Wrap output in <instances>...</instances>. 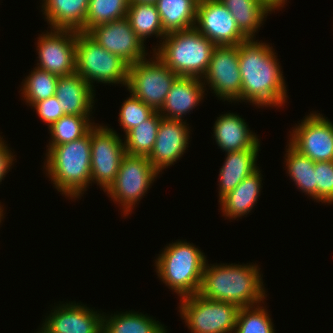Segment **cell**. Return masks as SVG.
<instances>
[{
  "instance_id": "cell-29",
  "label": "cell",
  "mask_w": 333,
  "mask_h": 333,
  "mask_svg": "<svg viewBox=\"0 0 333 333\" xmlns=\"http://www.w3.org/2000/svg\"><path fill=\"white\" fill-rule=\"evenodd\" d=\"M285 162L288 175L298 189L316 200L315 162L288 144Z\"/></svg>"
},
{
  "instance_id": "cell-17",
  "label": "cell",
  "mask_w": 333,
  "mask_h": 333,
  "mask_svg": "<svg viewBox=\"0 0 333 333\" xmlns=\"http://www.w3.org/2000/svg\"><path fill=\"white\" fill-rule=\"evenodd\" d=\"M42 326L49 333H102L103 316L84 304L69 302L51 310Z\"/></svg>"
},
{
  "instance_id": "cell-8",
  "label": "cell",
  "mask_w": 333,
  "mask_h": 333,
  "mask_svg": "<svg viewBox=\"0 0 333 333\" xmlns=\"http://www.w3.org/2000/svg\"><path fill=\"white\" fill-rule=\"evenodd\" d=\"M158 174L147 156L126 154L121 160L114 182L105 192L111 200L122 205V213L128 216L136 203L145 196Z\"/></svg>"
},
{
  "instance_id": "cell-18",
  "label": "cell",
  "mask_w": 333,
  "mask_h": 333,
  "mask_svg": "<svg viewBox=\"0 0 333 333\" xmlns=\"http://www.w3.org/2000/svg\"><path fill=\"white\" fill-rule=\"evenodd\" d=\"M199 77L179 76L169 90L162 108L158 111L163 118L184 120L183 115L189 113L203 99L205 86ZM166 113V114H165Z\"/></svg>"
},
{
  "instance_id": "cell-35",
  "label": "cell",
  "mask_w": 333,
  "mask_h": 333,
  "mask_svg": "<svg viewBox=\"0 0 333 333\" xmlns=\"http://www.w3.org/2000/svg\"><path fill=\"white\" fill-rule=\"evenodd\" d=\"M316 201L333 203V160L315 162Z\"/></svg>"
},
{
  "instance_id": "cell-20",
  "label": "cell",
  "mask_w": 333,
  "mask_h": 333,
  "mask_svg": "<svg viewBox=\"0 0 333 333\" xmlns=\"http://www.w3.org/2000/svg\"><path fill=\"white\" fill-rule=\"evenodd\" d=\"M213 127V137L226 153L260 146L256 134L250 131L245 120L237 114H222L217 117Z\"/></svg>"
},
{
  "instance_id": "cell-33",
  "label": "cell",
  "mask_w": 333,
  "mask_h": 333,
  "mask_svg": "<svg viewBox=\"0 0 333 333\" xmlns=\"http://www.w3.org/2000/svg\"><path fill=\"white\" fill-rule=\"evenodd\" d=\"M259 305L240 307L233 333H275L270 314Z\"/></svg>"
},
{
  "instance_id": "cell-14",
  "label": "cell",
  "mask_w": 333,
  "mask_h": 333,
  "mask_svg": "<svg viewBox=\"0 0 333 333\" xmlns=\"http://www.w3.org/2000/svg\"><path fill=\"white\" fill-rule=\"evenodd\" d=\"M87 34L129 66L146 59V45L136 35L127 17L91 28Z\"/></svg>"
},
{
  "instance_id": "cell-4",
  "label": "cell",
  "mask_w": 333,
  "mask_h": 333,
  "mask_svg": "<svg viewBox=\"0 0 333 333\" xmlns=\"http://www.w3.org/2000/svg\"><path fill=\"white\" fill-rule=\"evenodd\" d=\"M153 53L178 76L202 77L216 46L195 27L167 33ZM157 50V51H156Z\"/></svg>"
},
{
  "instance_id": "cell-13",
  "label": "cell",
  "mask_w": 333,
  "mask_h": 333,
  "mask_svg": "<svg viewBox=\"0 0 333 333\" xmlns=\"http://www.w3.org/2000/svg\"><path fill=\"white\" fill-rule=\"evenodd\" d=\"M37 41V67L59 77L75 73L77 31L51 29Z\"/></svg>"
},
{
  "instance_id": "cell-6",
  "label": "cell",
  "mask_w": 333,
  "mask_h": 333,
  "mask_svg": "<svg viewBox=\"0 0 333 333\" xmlns=\"http://www.w3.org/2000/svg\"><path fill=\"white\" fill-rule=\"evenodd\" d=\"M129 65L113 54L87 33L77 32L75 49V73L93 87L96 82L127 86Z\"/></svg>"
},
{
  "instance_id": "cell-22",
  "label": "cell",
  "mask_w": 333,
  "mask_h": 333,
  "mask_svg": "<svg viewBox=\"0 0 333 333\" xmlns=\"http://www.w3.org/2000/svg\"><path fill=\"white\" fill-rule=\"evenodd\" d=\"M260 148L227 152L219 173V200L236 188L247 176L258 169L256 165Z\"/></svg>"
},
{
  "instance_id": "cell-40",
  "label": "cell",
  "mask_w": 333,
  "mask_h": 333,
  "mask_svg": "<svg viewBox=\"0 0 333 333\" xmlns=\"http://www.w3.org/2000/svg\"><path fill=\"white\" fill-rule=\"evenodd\" d=\"M37 333H49V332L42 326Z\"/></svg>"
},
{
  "instance_id": "cell-3",
  "label": "cell",
  "mask_w": 333,
  "mask_h": 333,
  "mask_svg": "<svg viewBox=\"0 0 333 333\" xmlns=\"http://www.w3.org/2000/svg\"><path fill=\"white\" fill-rule=\"evenodd\" d=\"M46 151L44 167L54 187L71 199L79 198L91 183V130Z\"/></svg>"
},
{
  "instance_id": "cell-11",
  "label": "cell",
  "mask_w": 333,
  "mask_h": 333,
  "mask_svg": "<svg viewBox=\"0 0 333 333\" xmlns=\"http://www.w3.org/2000/svg\"><path fill=\"white\" fill-rule=\"evenodd\" d=\"M202 79H204V85L208 84L218 98L231 103L239 102L242 78L239 69L238 45L215 46L209 67Z\"/></svg>"
},
{
  "instance_id": "cell-32",
  "label": "cell",
  "mask_w": 333,
  "mask_h": 333,
  "mask_svg": "<svg viewBox=\"0 0 333 333\" xmlns=\"http://www.w3.org/2000/svg\"><path fill=\"white\" fill-rule=\"evenodd\" d=\"M57 75L35 67L31 74L22 82L21 94L25 101L32 106L41 100L55 95Z\"/></svg>"
},
{
  "instance_id": "cell-5",
  "label": "cell",
  "mask_w": 333,
  "mask_h": 333,
  "mask_svg": "<svg viewBox=\"0 0 333 333\" xmlns=\"http://www.w3.org/2000/svg\"><path fill=\"white\" fill-rule=\"evenodd\" d=\"M206 262L198 247L180 240L165 247L155 266L159 279L181 298L199 293Z\"/></svg>"
},
{
  "instance_id": "cell-15",
  "label": "cell",
  "mask_w": 333,
  "mask_h": 333,
  "mask_svg": "<svg viewBox=\"0 0 333 333\" xmlns=\"http://www.w3.org/2000/svg\"><path fill=\"white\" fill-rule=\"evenodd\" d=\"M195 28L216 46L239 45L248 39L220 0H199Z\"/></svg>"
},
{
  "instance_id": "cell-12",
  "label": "cell",
  "mask_w": 333,
  "mask_h": 333,
  "mask_svg": "<svg viewBox=\"0 0 333 333\" xmlns=\"http://www.w3.org/2000/svg\"><path fill=\"white\" fill-rule=\"evenodd\" d=\"M291 132L289 144L314 162L333 160V123L313 112Z\"/></svg>"
},
{
  "instance_id": "cell-31",
  "label": "cell",
  "mask_w": 333,
  "mask_h": 333,
  "mask_svg": "<svg viewBox=\"0 0 333 333\" xmlns=\"http://www.w3.org/2000/svg\"><path fill=\"white\" fill-rule=\"evenodd\" d=\"M130 0H89L85 33L91 28L127 16Z\"/></svg>"
},
{
  "instance_id": "cell-30",
  "label": "cell",
  "mask_w": 333,
  "mask_h": 333,
  "mask_svg": "<svg viewBox=\"0 0 333 333\" xmlns=\"http://www.w3.org/2000/svg\"><path fill=\"white\" fill-rule=\"evenodd\" d=\"M90 116L64 115L48 129L51 134L49 146L54 147L85 136L95 125Z\"/></svg>"
},
{
  "instance_id": "cell-41",
  "label": "cell",
  "mask_w": 333,
  "mask_h": 333,
  "mask_svg": "<svg viewBox=\"0 0 333 333\" xmlns=\"http://www.w3.org/2000/svg\"><path fill=\"white\" fill-rule=\"evenodd\" d=\"M3 209H2V207L0 206V223H1V221H2V219L4 218L3 217Z\"/></svg>"
},
{
  "instance_id": "cell-38",
  "label": "cell",
  "mask_w": 333,
  "mask_h": 333,
  "mask_svg": "<svg viewBox=\"0 0 333 333\" xmlns=\"http://www.w3.org/2000/svg\"><path fill=\"white\" fill-rule=\"evenodd\" d=\"M263 2L271 11L283 7L287 0H260Z\"/></svg>"
},
{
  "instance_id": "cell-34",
  "label": "cell",
  "mask_w": 333,
  "mask_h": 333,
  "mask_svg": "<svg viewBox=\"0 0 333 333\" xmlns=\"http://www.w3.org/2000/svg\"><path fill=\"white\" fill-rule=\"evenodd\" d=\"M155 112L153 108L147 106L140 99L130 94V97L123 102L120 108V126H122L126 134L132 128L139 126L140 123L149 119Z\"/></svg>"
},
{
  "instance_id": "cell-16",
  "label": "cell",
  "mask_w": 333,
  "mask_h": 333,
  "mask_svg": "<svg viewBox=\"0 0 333 333\" xmlns=\"http://www.w3.org/2000/svg\"><path fill=\"white\" fill-rule=\"evenodd\" d=\"M186 124L183 120L161 117L154 148L148 156V160L159 173L174 165L188 148L190 129Z\"/></svg>"
},
{
  "instance_id": "cell-19",
  "label": "cell",
  "mask_w": 333,
  "mask_h": 333,
  "mask_svg": "<svg viewBox=\"0 0 333 333\" xmlns=\"http://www.w3.org/2000/svg\"><path fill=\"white\" fill-rule=\"evenodd\" d=\"M94 87L79 74L58 77L55 96L65 115L90 116L94 103Z\"/></svg>"
},
{
  "instance_id": "cell-39",
  "label": "cell",
  "mask_w": 333,
  "mask_h": 333,
  "mask_svg": "<svg viewBox=\"0 0 333 333\" xmlns=\"http://www.w3.org/2000/svg\"><path fill=\"white\" fill-rule=\"evenodd\" d=\"M157 0H130V3H150L155 4Z\"/></svg>"
},
{
  "instance_id": "cell-23",
  "label": "cell",
  "mask_w": 333,
  "mask_h": 333,
  "mask_svg": "<svg viewBox=\"0 0 333 333\" xmlns=\"http://www.w3.org/2000/svg\"><path fill=\"white\" fill-rule=\"evenodd\" d=\"M259 168L219 200L223 216L230 219L247 215L260 196L262 174Z\"/></svg>"
},
{
  "instance_id": "cell-9",
  "label": "cell",
  "mask_w": 333,
  "mask_h": 333,
  "mask_svg": "<svg viewBox=\"0 0 333 333\" xmlns=\"http://www.w3.org/2000/svg\"><path fill=\"white\" fill-rule=\"evenodd\" d=\"M149 60L146 58L128 67L126 87L133 96L159 111L179 76L154 54L153 60Z\"/></svg>"
},
{
  "instance_id": "cell-25",
  "label": "cell",
  "mask_w": 333,
  "mask_h": 333,
  "mask_svg": "<svg viewBox=\"0 0 333 333\" xmlns=\"http://www.w3.org/2000/svg\"><path fill=\"white\" fill-rule=\"evenodd\" d=\"M230 11L240 31L249 39L264 23V18L272 12L260 0H220Z\"/></svg>"
},
{
  "instance_id": "cell-2",
  "label": "cell",
  "mask_w": 333,
  "mask_h": 333,
  "mask_svg": "<svg viewBox=\"0 0 333 333\" xmlns=\"http://www.w3.org/2000/svg\"><path fill=\"white\" fill-rule=\"evenodd\" d=\"M205 265L199 294L206 299L255 306L266 297L258 265ZM258 303V304H257Z\"/></svg>"
},
{
  "instance_id": "cell-37",
  "label": "cell",
  "mask_w": 333,
  "mask_h": 333,
  "mask_svg": "<svg viewBox=\"0 0 333 333\" xmlns=\"http://www.w3.org/2000/svg\"><path fill=\"white\" fill-rule=\"evenodd\" d=\"M7 146L0 136V183L8 173V170L11 169L10 167L14 161L12 151Z\"/></svg>"
},
{
  "instance_id": "cell-27",
  "label": "cell",
  "mask_w": 333,
  "mask_h": 333,
  "mask_svg": "<svg viewBox=\"0 0 333 333\" xmlns=\"http://www.w3.org/2000/svg\"><path fill=\"white\" fill-rule=\"evenodd\" d=\"M126 17L143 43L147 37L155 35L157 38L163 39L167 34L163 30L155 4L130 3Z\"/></svg>"
},
{
  "instance_id": "cell-24",
  "label": "cell",
  "mask_w": 333,
  "mask_h": 333,
  "mask_svg": "<svg viewBox=\"0 0 333 333\" xmlns=\"http://www.w3.org/2000/svg\"><path fill=\"white\" fill-rule=\"evenodd\" d=\"M199 0H157L155 5L166 33L195 27Z\"/></svg>"
},
{
  "instance_id": "cell-7",
  "label": "cell",
  "mask_w": 333,
  "mask_h": 333,
  "mask_svg": "<svg viewBox=\"0 0 333 333\" xmlns=\"http://www.w3.org/2000/svg\"><path fill=\"white\" fill-rule=\"evenodd\" d=\"M180 313L191 333H232L240 307L204 298L199 293L181 297Z\"/></svg>"
},
{
  "instance_id": "cell-36",
  "label": "cell",
  "mask_w": 333,
  "mask_h": 333,
  "mask_svg": "<svg viewBox=\"0 0 333 333\" xmlns=\"http://www.w3.org/2000/svg\"><path fill=\"white\" fill-rule=\"evenodd\" d=\"M32 107L36 109L40 119L48 124V128L65 115L55 95L34 103Z\"/></svg>"
},
{
  "instance_id": "cell-21",
  "label": "cell",
  "mask_w": 333,
  "mask_h": 333,
  "mask_svg": "<svg viewBox=\"0 0 333 333\" xmlns=\"http://www.w3.org/2000/svg\"><path fill=\"white\" fill-rule=\"evenodd\" d=\"M43 14L50 28L85 32L89 0H43Z\"/></svg>"
},
{
  "instance_id": "cell-26",
  "label": "cell",
  "mask_w": 333,
  "mask_h": 333,
  "mask_svg": "<svg viewBox=\"0 0 333 333\" xmlns=\"http://www.w3.org/2000/svg\"><path fill=\"white\" fill-rule=\"evenodd\" d=\"M164 325L141 312H125L103 316L102 333H166Z\"/></svg>"
},
{
  "instance_id": "cell-10",
  "label": "cell",
  "mask_w": 333,
  "mask_h": 333,
  "mask_svg": "<svg viewBox=\"0 0 333 333\" xmlns=\"http://www.w3.org/2000/svg\"><path fill=\"white\" fill-rule=\"evenodd\" d=\"M97 125L91 129V183L96 181L105 192L114 182L126 153L115 130Z\"/></svg>"
},
{
  "instance_id": "cell-28",
  "label": "cell",
  "mask_w": 333,
  "mask_h": 333,
  "mask_svg": "<svg viewBox=\"0 0 333 333\" xmlns=\"http://www.w3.org/2000/svg\"><path fill=\"white\" fill-rule=\"evenodd\" d=\"M160 121V112L156 111L149 119L129 130L124 138L125 153L148 157L154 148Z\"/></svg>"
},
{
  "instance_id": "cell-1",
  "label": "cell",
  "mask_w": 333,
  "mask_h": 333,
  "mask_svg": "<svg viewBox=\"0 0 333 333\" xmlns=\"http://www.w3.org/2000/svg\"><path fill=\"white\" fill-rule=\"evenodd\" d=\"M241 100L258 107L283 106L287 89L272 47L249 38L238 45ZM278 61V62H277Z\"/></svg>"
}]
</instances>
